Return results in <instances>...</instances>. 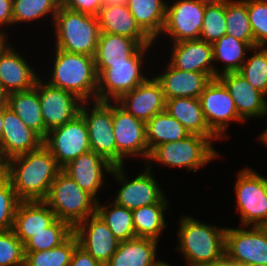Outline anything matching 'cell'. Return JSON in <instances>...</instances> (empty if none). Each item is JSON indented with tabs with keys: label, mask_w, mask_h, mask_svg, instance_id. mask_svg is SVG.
I'll use <instances>...</instances> for the list:
<instances>
[{
	"label": "cell",
	"mask_w": 267,
	"mask_h": 266,
	"mask_svg": "<svg viewBox=\"0 0 267 266\" xmlns=\"http://www.w3.org/2000/svg\"><path fill=\"white\" fill-rule=\"evenodd\" d=\"M5 165L6 176L21 201L45 200L62 170L44 145L9 159Z\"/></svg>",
	"instance_id": "cell-1"
},
{
	"label": "cell",
	"mask_w": 267,
	"mask_h": 266,
	"mask_svg": "<svg viewBox=\"0 0 267 266\" xmlns=\"http://www.w3.org/2000/svg\"><path fill=\"white\" fill-rule=\"evenodd\" d=\"M178 224L176 249L187 266H210L225 256L226 226L206 224L185 214Z\"/></svg>",
	"instance_id": "cell-2"
},
{
	"label": "cell",
	"mask_w": 267,
	"mask_h": 266,
	"mask_svg": "<svg viewBox=\"0 0 267 266\" xmlns=\"http://www.w3.org/2000/svg\"><path fill=\"white\" fill-rule=\"evenodd\" d=\"M48 84L76 95L83 102L97 100L98 74L94 57L54 48Z\"/></svg>",
	"instance_id": "cell-3"
},
{
	"label": "cell",
	"mask_w": 267,
	"mask_h": 266,
	"mask_svg": "<svg viewBox=\"0 0 267 266\" xmlns=\"http://www.w3.org/2000/svg\"><path fill=\"white\" fill-rule=\"evenodd\" d=\"M217 140L220 139L190 134L182 140L163 143L150 152L146 166L152 169V162H157L166 168H185L188 172L193 170L197 173L198 169L219 157L220 152L212 146Z\"/></svg>",
	"instance_id": "cell-4"
},
{
	"label": "cell",
	"mask_w": 267,
	"mask_h": 266,
	"mask_svg": "<svg viewBox=\"0 0 267 266\" xmlns=\"http://www.w3.org/2000/svg\"><path fill=\"white\" fill-rule=\"evenodd\" d=\"M53 25L55 48L70 53L95 56L101 33L96 16L60 5Z\"/></svg>",
	"instance_id": "cell-5"
},
{
	"label": "cell",
	"mask_w": 267,
	"mask_h": 266,
	"mask_svg": "<svg viewBox=\"0 0 267 266\" xmlns=\"http://www.w3.org/2000/svg\"><path fill=\"white\" fill-rule=\"evenodd\" d=\"M149 48L152 49V45L141 46L126 62L95 63L98 74V101L116 102L122 95L149 78L143 70L144 58Z\"/></svg>",
	"instance_id": "cell-6"
},
{
	"label": "cell",
	"mask_w": 267,
	"mask_h": 266,
	"mask_svg": "<svg viewBox=\"0 0 267 266\" xmlns=\"http://www.w3.org/2000/svg\"><path fill=\"white\" fill-rule=\"evenodd\" d=\"M44 201L58 219L66 221L73 228L88 216L95 214L97 207V200L62 170L51 184Z\"/></svg>",
	"instance_id": "cell-7"
},
{
	"label": "cell",
	"mask_w": 267,
	"mask_h": 266,
	"mask_svg": "<svg viewBox=\"0 0 267 266\" xmlns=\"http://www.w3.org/2000/svg\"><path fill=\"white\" fill-rule=\"evenodd\" d=\"M236 175L234 190L239 224L260 227L267 221V178L251 167L241 169Z\"/></svg>",
	"instance_id": "cell-8"
},
{
	"label": "cell",
	"mask_w": 267,
	"mask_h": 266,
	"mask_svg": "<svg viewBox=\"0 0 267 266\" xmlns=\"http://www.w3.org/2000/svg\"><path fill=\"white\" fill-rule=\"evenodd\" d=\"M79 114L84 118L87 126L91 151L103 156L112 165L117 166V147L113 132L112 102L98 100L83 102Z\"/></svg>",
	"instance_id": "cell-9"
},
{
	"label": "cell",
	"mask_w": 267,
	"mask_h": 266,
	"mask_svg": "<svg viewBox=\"0 0 267 266\" xmlns=\"http://www.w3.org/2000/svg\"><path fill=\"white\" fill-rule=\"evenodd\" d=\"M144 167V171L129 180L124 165L114 166L110 176L121 185L113 199L117 205L133 211L142 206L159 203L166 196L153 175V170L146 165Z\"/></svg>",
	"instance_id": "cell-10"
},
{
	"label": "cell",
	"mask_w": 267,
	"mask_h": 266,
	"mask_svg": "<svg viewBox=\"0 0 267 266\" xmlns=\"http://www.w3.org/2000/svg\"><path fill=\"white\" fill-rule=\"evenodd\" d=\"M112 121L117 166L124 165L126 158L134 156L147 161L150 152L146 140V122L127 113L116 102H112Z\"/></svg>",
	"instance_id": "cell-11"
},
{
	"label": "cell",
	"mask_w": 267,
	"mask_h": 266,
	"mask_svg": "<svg viewBox=\"0 0 267 266\" xmlns=\"http://www.w3.org/2000/svg\"><path fill=\"white\" fill-rule=\"evenodd\" d=\"M43 145L51 152L61 169L79 155L91 151L84 118L79 114L64 125L50 130Z\"/></svg>",
	"instance_id": "cell-12"
},
{
	"label": "cell",
	"mask_w": 267,
	"mask_h": 266,
	"mask_svg": "<svg viewBox=\"0 0 267 266\" xmlns=\"http://www.w3.org/2000/svg\"><path fill=\"white\" fill-rule=\"evenodd\" d=\"M200 102L209 129L220 140L230 137L225 132L231 122H244L237 113L228 89L218 78L212 79L206 86L200 95Z\"/></svg>",
	"instance_id": "cell-13"
},
{
	"label": "cell",
	"mask_w": 267,
	"mask_h": 266,
	"mask_svg": "<svg viewBox=\"0 0 267 266\" xmlns=\"http://www.w3.org/2000/svg\"><path fill=\"white\" fill-rule=\"evenodd\" d=\"M225 257L238 263L267 265V236L258 226L227 227Z\"/></svg>",
	"instance_id": "cell-14"
},
{
	"label": "cell",
	"mask_w": 267,
	"mask_h": 266,
	"mask_svg": "<svg viewBox=\"0 0 267 266\" xmlns=\"http://www.w3.org/2000/svg\"><path fill=\"white\" fill-rule=\"evenodd\" d=\"M207 1L176 0L171 4L168 2L161 36L169 35L171 43L199 39Z\"/></svg>",
	"instance_id": "cell-15"
},
{
	"label": "cell",
	"mask_w": 267,
	"mask_h": 266,
	"mask_svg": "<svg viewBox=\"0 0 267 266\" xmlns=\"http://www.w3.org/2000/svg\"><path fill=\"white\" fill-rule=\"evenodd\" d=\"M38 94L45 138L50 130L73 120L80 113L81 99L71 92L51 86L42 78L38 79Z\"/></svg>",
	"instance_id": "cell-16"
},
{
	"label": "cell",
	"mask_w": 267,
	"mask_h": 266,
	"mask_svg": "<svg viewBox=\"0 0 267 266\" xmlns=\"http://www.w3.org/2000/svg\"><path fill=\"white\" fill-rule=\"evenodd\" d=\"M79 246L102 265H106L117 251L119 241L95 213L74 227Z\"/></svg>",
	"instance_id": "cell-17"
},
{
	"label": "cell",
	"mask_w": 267,
	"mask_h": 266,
	"mask_svg": "<svg viewBox=\"0 0 267 266\" xmlns=\"http://www.w3.org/2000/svg\"><path fill=\"white\" fill-rule=\"evenodd\" d=\"M43 145V139L8 107H3V131L0 141V158L9 159L32 152Z\"/></svg>",
	"instance_id": "cell-18"
},
{
	"label": "cell",
	"mask_w": 267,
	"mask_h": 266,
	"mask_svg": "<svg viewBox=\"0 0 267 266\" xmlns=\"http://www.w3.org/2000/svg\"><path fill=\"white\" fill-rule=\"evenodd\" d=\"M113 168L114 165L106 158L94 151H89L68 163L62 168V171L74 179L84 191L99 201L100 198L97 195L103 185H106L104 184V176L111 174Z\"/></svg>",
	"instance_id": "cell-19"
},
{
	"label": "cell",
	"mask_w": 267,
	"mask_h": 266,
	"mask_svg": "<svg viewBox=\"0 0 267 266\" xmlns=\"http://www.w3.org/2000/svg\"><path fill=\"white\" fill-rule=\"evenodd\" d=\"M217 78L228 89L237 113L244 122L253 118H267V96L254 88L241 74L230 72Z\"/></svg>",
	"instance_id": "cell-20"
},
{
	"label": "cell",
	"mask_w": 267,
	"mask_h": 266,
	"mask_svg": "<svg viewBox=\"0 0 267 266\" xmlns=\"http://www.w3.org/2000/svg\"><path fill=\"white\" fill-rule=\"evenodd\" d=\"M169 64L179 70L200 72L216 79L212 43L203 40H185L171 44Z\"/></svg>",
	"instance_id": "cell-21"
},
{
	"label": "cell",
	"mask_w": 267,
	"mask_h": 266,
	"mask_svg": "<svg viewBox=\"0 0 267 266\" xmlns=\"http://www.w3.org/2000/svg\"><path fill=\"white\" fill-rule=\"evenodd\" d=\"M116 103L127 113L144 122L165 111L166 99L160 83L152 76L122 95Z\"/></svg>",
	"instance_id": "cell-22"
},
{
	"label": "cell",
	"mask_w": 267,
	"mask_h": 266,
	"mask_svg": "<svg viewBox=\"0 0 267 266\" xmlns=\"http://www.w3.org/2000/svg\"><path fill=\"white\" fill-rule=\"evenodd\" d=\"M165 70L154 76L160 83L165 99L200 98L212 78L205 73L182 71L166 64Z\"/></svg>",
	"instance_id": "cell-23"
},
{
	"label": "cell",
	"mask_w": 267,
	"mask_h": 266,
	"mask_svg": "<svg viewBox=\"0 0 267 266\" xmlns=\"http://www.w3.org/2000/svg\"><path fill=\"white\" fill-rule=\"evenodd\" d=\"M96 17L101 33H111L132 38L141 46L155 44L136 23L127 5H103Z\"/></svg>",
	"instance_id": "cell-24"
},
{
	"label": "cell",
	"mask_w": 267,
	"mask_h": 266,
	"mask_svg": "<svg viewBox=\"0 0 267 266\" xmlns=\"http://www.w3.org/2000/svg\"><path fill=\"white\" fill-rule=\"evenodd\" d=\"M13 47L0 57V84L9 94L32 89L40 78L30 62Z\"/></svg>",
	"instance_id": "cell-25"
},
{
	"label": "cell",
	"mask_w": 267,
	"mask_h": 266,
	"mask_svg": "<svg viewBox=\"0 0 267 266\" xmlns=\"http://www.w3.org/2000/svg\"><path fill=\"white\" fill-rule=\"evenodd\" d=\"M56 219L55 213L44 200L20 201L14 217L13 231L24 244Z\"/></svg>",
	"instance_id": "cell-26"
},
{
	"label": "cell",
	"mask_w": 267,
	"mask_h": 266,
	"mask_svg": "<svg viewBox=\"0 0 267 266\" xmlns=\"http://www.w3.org/2000/svg\"><path fill=\"white\" fill-rule=\"evenodd\" d=\"M159 242L143 237L121 241L105 266H157L162 262L157 259Z\"/></svg>",
	"instance_id": "cell-27"
},
{
	"label": "cell",
	"mask_w": 267,
	"mask_h": 266,
	"mask_svg": "<svg viewBox=\"0 0 267 266\" xmlns=\"http://www.w3.org/2000/svg\"><path fill=\"white\" fill-rule=\"evenodd\" d=\"M165 110L177 119L190 134L217 137L206 123L200 98L166 99Z\"/></svg>",
	"instance_id": "cell-28"
},
{
	"label": "cell",
	"mask_w": 267,
	"mask_h": 266,
	"mask_svg": "<svg viewBox=\"0 0 267 266\" xmlns=\"http://www.w3.org/2000/svg\"><path fill=\"white\" fill-rule=\"evenodd\" d=\"M8 108L17 114L27 127L45 139V125L38 94V80L29 90L9 94Z\"/></svg>",
	"instance_id": "cell-29"
},
{
	"label": "cell",
	"mask_w": 267,
	"mask_h": 266,
	"mask_svg": "<svg viewBox=\"0 0 267 266\" xmlns=\"http://www.w3.org/2000/svg\"><path fill=\"white\" fill-rule=\"evenodd\" d=\"M127 6L140 28L154 41L158 42L166 20L167 1L128 0Z\"/></svg>",
	"instance_id": "cell-30"
},
{
	"label": "cell",
	"mask_w": 267,
	"mask_h": 266,
	"mask_svg": "<svg viewBox=\"0 0 267 266\" xmlns=\"http://www.w3.org/2000/svg\"><path fill=\"white\" fill-rule=\"evenodd\" d=\"M166 197L167 195L159 203L142 206L132 211L136 237L160 240V235L168 227L164 216L169 209Z\"/></svg>",
	"instance_id": "cell-31"
},
{
	"label": "cell",
	"mask_w": 267,
	"mask_h": 266,
	"mask_svg": "<svg viewBox=\"0 0 267 266\" xmlns=\"http://www.w3.org/2000/svg\"><path fill=\"white\" fill-rule=\"evenodd\" d=\"M251 48L247 42L228 34L212 43L214 62L223 63L222 68H216V78L225 73L238 72Z\"/></svg>",
	"instance_id": "cell-32"
},
{
	"label": "cell",
	"mask_w": 267,
	"mask_h": 266,
	"mask_svg": "<svg viewBox=\"0 0 267 266\" xmlns=\"http://www.w3.org/2000/svg\"><path fill=\"white\" fill-rule=\"evenodd\" d=\"M189 135L186 128L166 110L154 115L146 122V140L149 152L163 143L179 141Z\"/></svg>",
	"instance_id": "cell-33"
},
{
	"label": "cell",
	"mask_w": 267,
	"mask_h": 266,
	"mask_svg": "<svg viewBox=\"0 0 267 266\" xmlns=\"http://www.w3.org/2000/svg\"><path fill=\"white\" fill-rule=\"evenodd\" d=\"M141 45L134 39L111 33H100L95 63L126 62Z\"/></svg>",
	"instance_id": "cell-34"
},
{
	"label": "cell",
	"mask_w": 267,
	"mask_h": 266,
	"mask_svg": "<svg viewBox=\"0 0 267 266\" xmlns=\"http://www.w3.org/2000/svg\"><path fill=\"white\" fill-rule=\"evenodd\" d=\"M95 213L105 222L119 242L136 237L131 210L117 205L114 201L105 205L99 200Z\"/></svg>",
	"instance_id": "cell-35"
},
{
	"label": "cell",
	"mask_w": 267,
	"mask_h": 266,
	"mask_svg": "<svg viewBox=\"0 0 267 266\" xmlns=\"http://www.w3.org/2000/svg\"><path fill=\"white\" fill-rule=\"evenodd\" d=\"M226 34L254 47L246 0H225Z\"/></svg>",
	"instance_id": "cell-36"
},
{
	"label": "cell",
	"mask_w": 267,
	"mask_h": 266,
	"mask_svg": "<svg viewBox=\"0 0 267 266\" xmlns=\"http://www.w3.org/2000/svg\"><path fill=\"white\" fill-rule=\"evenodd\" d=\"M61 5V0H13V26L20 23H29L44 17L51 18V23Z\"/></svg>",
	"instance_id": "cell-37"
},
{
	"label": "cell",
	"mask_w": 267,
	"mask_h": 266,
	"mask_svg": "<svg viewBox=\"0 0 267 266\" xmlns=\"http://www.w3.org/2000/svg\"><path fill=\"white\" fill-rule=\"evenodd\" d=\"M78 245V239L73 233L64 243L50 250L24 252V266H69Z\"/></svg>",
	"instance_id": "cell-38"
},
{
	"label": "cell",
	"mask_w": 267,
	"mask_h": 266,
	"mask_svg": "<svg viewBox=\"0 0 267 266\" xmlns=\"http://www.w3.org/2000/svg\"><path fill=\"white\" fill-rule=\"evenodd\" d=\"M74 228L66 221L56 219L50 226L29 238L24 245V252L50 250L64 243L72 234Z\"/></svg>",
	"instance_id": "cell-39"
},
{
	"label": "cell",
	"mask_w": 267,
	"mask_h": 266,
	"mask_svg": "<svg viewBox=\"0 0 267 266\" xmlns=\"http://www.w3.org/2000/svg\"><path fill=\"white\" fill-rule=\"evenodd\" d=\"M226 35L225 0H208L205 4L199 39L214 43Z\"/></svg>",
	"instance_id": "cell-40"
},
{
	"label": "cell",
	"mask_w": 267,
	"mask_h": 266,
	"mask_svg": "<svg viewBox=\"0 0 267 266\" xmlns=\"http://www.w3.org/2000/svg\"><path fill=\"white\" fill-rule=\"evenodd\" d=\"M250 52L238 73L267 96V46L252 47Z\"/></svg>",
	"instance_id": "cell-41"
},
{
	"label": "cell",
	"mask_w": 267,
	"mask_h": 266,
	"mask_svg": "<svg viewBox=\"0 0 267 266\" xmlns=\"http://www.w3.org/2000/svg\"><path fill=\"white\" fill-rule=\"evenodd\" d=\"M24 245L13 229L0 231V266H24Z\"/></svg>",
	"instance_id": "cell-42"
},
{
	"label": "cell",
	"mask_w": 267,
	"mask_h": 266,
	"mask_svg": "<svg viewBox=\"0 0 267 266\" xmlns=\"http://www.w3.org/2000/svg\"><path fill=\"white\" fill-rule=\"evenodd\" d=\"M20 201L11 181L6 176L0 182V231L13 229L14 217Z\"/></svg>",
	"instance_id": "cell-43"
},
{
	"label": "cell",
	"mask_w": 267,
	"mask_h": 266,
	"mask_svg": "<svg viewBox=\"0 0 267 266\" xmlns=\"http://www.w3.org/2000/svg\"><path fill=\"white\" fill-rule=\"evenodd\" d=\"M255 46H267V0H246Z\"/></svg>",
	"instance_id": "cell-44"
},
{
	"label": "cell",
	"mask_w": 267,
	"mask_h": 266,
	"mask_svg": "<svg viewBox=\"0 0 267 266\" xmlns=\"http://www.w3.org/2000/svg\"><path fill=\"white\" fill-rule=\"evenodd\" d=\"M61 6L88 15L97 16L103 6L102 0H61Z\"/></svg>",
	"instance_id": "cell-45"
},
{
	"label": "cell",
	"mask_w": 267,
	"mask_h": 266,
	"mask_svg": "<svg viewBox=\"0 0 267 266\" xmlns=\"http://www.w3.org/2000/svg\"><path fill=\"white\" fill-rule=\"evenodd\" d=\"M69 266H104L79 245L75 248Z\"/></svg>",
	"instance_id": "cell-46"
},
{
	"label": "cell",
	"mask_w": 267,
	"mask_h": 266,
	"mask_svg": "<svg viewBox=\"0 0 267 266\" xmlns=\"http://www.w3.org/2000/svg\"><path fill=\"white\" fill-rule=\"evenodd\" d=\"M13 0H0V28L13 25ZM6 26V27H5Z\"/></svg>",
	"instance_id": "cell-47"
},
{
	"label": "cell",
	"mask_w": 267,
	"mask_h": 266,
	"mask_svg": "<svg viewBox=\"0 0 267 266\" xmlns=\"http://www.w3.org/2000/svg\"><path fill=\"white\" fill-rule=\"evenodd\" d=\"M8 34L4 29H0V57L12 46L8 41ZM11 44V45H10Z\"/></svg>",
	"instance_id": "cell-48"
},
{
	"label": "cell",
	"mask_w": 267,
	"mask_h": 266,
	"mask_svg": "<svg viewBox=\"0 0 267 266\" xmlns=\"http://www.w3.org/2000/svg\"><path fill=\"white\" fill-rule=\"evenodd\" d=\"M9 93L0 84V107H8Z\"/></svg>",
	"instance_id": "cell-49"
},
{
	"label": "cell",
	"mask_w": 267,
	"mask_h": 266,
	"mask_svg": "<svg viewBox=\"0 0 267 266\" xmlns=\"http://www.w3.org/2000/svg\"><path fill=\"white\" fill-rule=\"evenodd\" d=\"M210 266H240L238 263L227 259L225 256Z\"/></svg>",
	"instance_id": "cell-50"
},
{
	"label": "cell",
	"mask_w": 267,
	"mask_h": 266,
	"mask_svg": "<svg viewBox=\"0 0 267 266\" xmlns=\"http://www.w3.org/2000/svg\"><path fill=\"white\" fill-rule=\"evenodd\" d=\"M103 5H111V4H124L127 5L128 0H102Z\"/></svg>",
	"instance_id": "cell-51"
},
{
	"label": "cell",
	"mask_w": 267,
	"mask_h": 266,
	"mask_svg": "<svg viewBox=\"0 0 267 266\" xmlns=\"http://www.w3.org/2000/svg\"><path fill=\"white\" fill-rule=\"evenodd\" d=\"M258 141L262 144H264V146L267 147V127L264 131H262V133H260V135L258 136Z\"/></svg>",
	"instance_id": "cell-52"
},
{
	"label": "cell",
	"mask_w": 267,
	"mask_h": 266,
	"mask_svg": "<svg viewBox=\"0 0 267 266\" xmlns=\"http://www.w3.org/2000/svg\"><path fill=\"white\" fill-rule=\"evenodd\" d=\"M2 131H3V107H0V141L2 138Z\"/></svg>",
	"instance_id": "cell-53"
},
{
	"label": "cell",
	"mask_w": 267,
	"mask_h": 266,
	"mask_svg": "<svg viewBox=\"0 0 267 266\" xmlns=\"http://www.w3.org/2000/svg\"><path fill=\"white\" fill-rule=\"evenodd\" d=\"M6 177V168H0V182Z\"/></svg>",
	"instance_id": "cell-54"
},
{
	"label": "cell",
	"mask_w": 267,
	"mask_h": 266,
	"mask_svg": "<svg viewBox=\"0 0 267 266\" xmlns=\"http://www.w3.org/2000/svg\"><path fill=\"white\" fill-rule=\"evenodd\" d=\"M261 229L265 232L266 236H267V221L264 222L261 226Z\"/></svg>",
	"instance_id": "cell-55"
},
{
	"label": "cell",
	"mask_w": 267,
	"mask_h": 266,
	"mask_svg": "<svg viewBox=\"0 0 267 266\" xmlns=\"http://www.w3.org/2000/svg\"><path fill=\"white\" fill-rule=\"evenodd\" d=\"M157 266H173L165 261L160 262Z\"/></svg>",
	"instance_id": "cell-56"
},
{
	"label": "cell",
	"mask_w": 267,
	"mask_h": 266,
	"mask_svg": "<svg viewBox=\"0 0 267 266\" xmlns=\"http://www.w3.org/2000/svg\"><path fill=\"white\" fill-rule=\"evenodd\" d=\"M0 168H6V165H5V163L1 160V158H0Z\"/></svg>",
	"instance_id": "cell-57"
},
{
	"label": "cell",
	"mask_w": 267,
	"mask_h": 266,
	"mask_svg": "<svg viewBox=\"0 0 267 266\" xmlns=\"http://www.w3.org/2000/svg\"><path fill=\"white\" fill-rule=\"evenodd\" d=\"M244 266H267V265H262V264H247V265H244Z\"/></svg>",
	"instance_id": "cell-58"
}]
</instances>
